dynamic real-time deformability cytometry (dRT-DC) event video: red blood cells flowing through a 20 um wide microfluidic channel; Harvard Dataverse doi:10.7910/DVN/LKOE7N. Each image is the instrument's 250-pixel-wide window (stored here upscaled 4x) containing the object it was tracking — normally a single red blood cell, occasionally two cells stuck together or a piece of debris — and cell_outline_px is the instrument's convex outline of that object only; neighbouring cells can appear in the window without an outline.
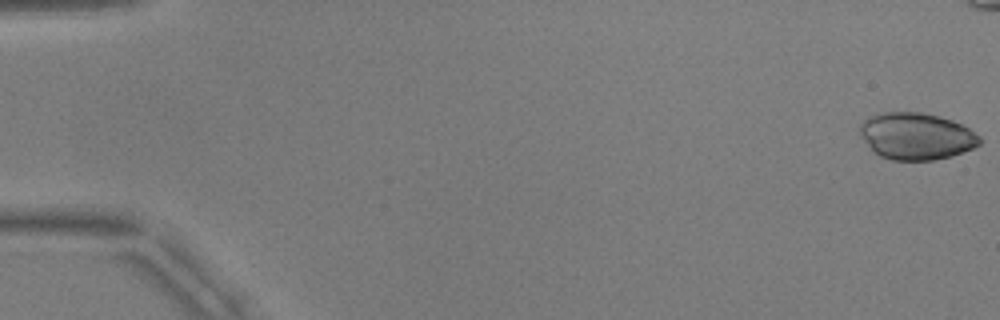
{"species": "common noctule bat (a hibernating species)", "species_latin": "Nyctalus noctula", "temperature_condition": "warm", "stored_images_in_passage": 45, "camera_frame_rate_fps": 3000, "um_per_image_px": 0.085, "animal": {"sex": "male", "body_mass_g": 17.9, "forearm_length_mm": 54.2}, "frame": {"image": 1, "passage_image": 1, "time_ms": 0.0, "image_size_px": [1000, 320], "cell_outline_px": [[980, 144], [972, 148], [952, 156], [932, 160], [892, 160], [880, 156], [872, 152], [860, 136], [860, 124], [864, 120], [880, 112], [920, 112], [940, 116], [952, 120], [968, 128], [980, 136]], "centroid_in_image_um": [77.85, 11.58], "position_along_channel_um": 7.1, "area_um2": 32.77}}
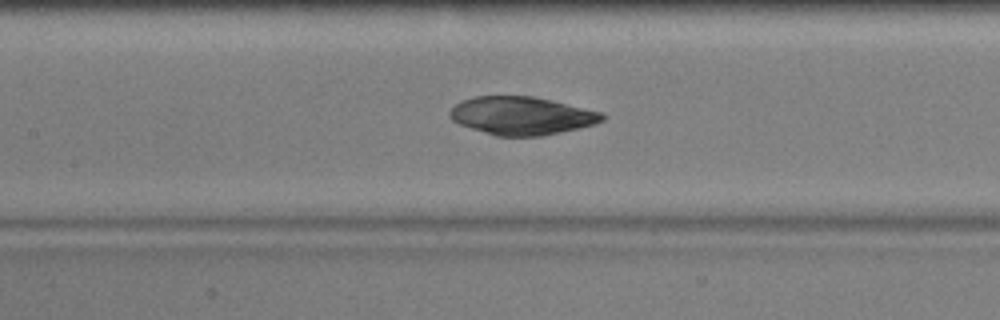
{"frame": {"image": 2, "passage_image": 26, "time_ms": 8.333, "image_size_px": [1000, 320], "cell_outline_px": [[604, 120], [596, 124], [580, 128], [540, 136], [496, 136], [460, 124], [452, 120], [448, 116], [448, 112], [456, 104], [464, 100], [476, 96], [532, 96], [604, 112]], "centroid_in_image_um": [44.36, 9.84], "position_along_channel_um": 163.0, "area_um2": 33.7}}
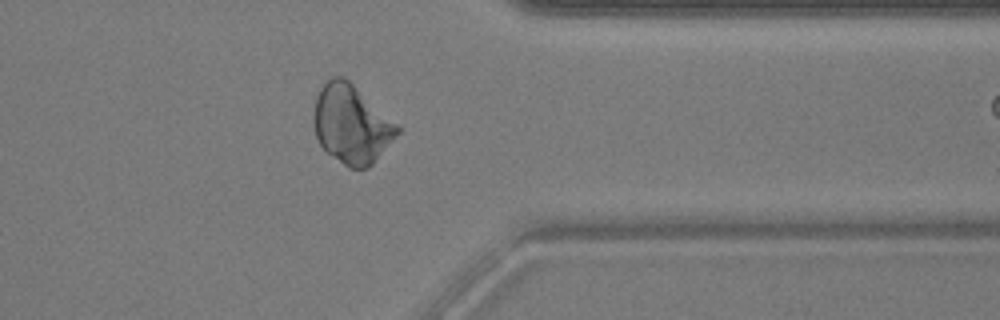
{"frame": {"image": 3, "passage_image": 44, "time_ms": 14.333, "image_size_px": [1000, 320], "cell_outline_px": [[404, 128], [372, 164], [368, 168], [348, 168], [328, 152], [320, 144], [316, 136], [312, 120], [312, 116], [316, 96], [320, 88], [332, 76], [344, 76]], "centroid_in_image_um": [29.89, 10.54], "position_along_channel_um": 381.5, "area_um2": 38.61}}